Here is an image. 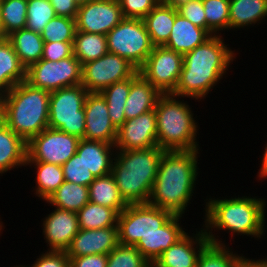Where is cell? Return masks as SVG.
<instances>
[{"mask_svg":"<svg viewBox=\"0 0 267 267\" xmlns=\"http://www.w3.org/2000/svg\"><path fill=\"white\" fill-rule=\"evenodd\" d=\"M225 44L222 35H212L203 44L183 55V67L178 84L171 93L203 101L216 84L221 83L231 63L236 61L235 49ZM210 92V93H209Z\"/></svg>","mask_w":267,"mask_h":267,"instance_id":"obj_1","label":"cell"},{"mask_svg":"<svg viewBox=\"0 0 267 267\" xmlns=\"http://www.w3.org/2000/svg\"><path fill=\"white\" fill-rule=\"evenodd\" d=\"M219 198L207 196L204 200L206 204L203 208L205 217L202 227L211 244L227 245L225 240L222 241L223 239H219V236L214 233L215 231L220 233V230L231 233L233 237L247 235L251 238L263 239L267 229L265 197L238 195L234 198L232 196Z\"/></svg>","mask_w":267,"mask_h":267,"instance_id":"obj_2","label":"cell"},{"mask_svg":"<svg viewBox=\"0 0 267 267\" xmlns=\"http://www.w3.org/2000/svg\"><path fill=\"white\" fill-rule=\"evenodd\" d=\"M198 157L200 150L165 151L148 204L184 216L196 193Z\"/></svg>","mask_w":267,"mask_h":267,"instance_id":"obj_3","label":"cell"},{"mask_svg":"<svg viewBox=\"0 0 267 267\" xmlns=\"http://www.w3.org/2000/svg\"><path fill=\"white\" fill-rule=\"evenodd\" d=\"M50 92L26 81L0 97L1 120L26 143L48 128Z\"/></svg>","mask_w":267,"mask_h":267,"instance_id":"obj_4","label":"cell"},{"mask_svg":"<svg viewBox=\"0 0 267 267\" xmlns=\"http://www.w3.org/2000/svg\"><path fill=\"white\" fill-rule=\"evenodd\" d=\"M165 151L158 146L139 150H116L111 174L127 204L148 203Z\"/></svg>","mask_w":267,"mask_h":267,"instance_id":"obj_5","label":"cell"},{"mask_svg":"<svg viewBox=\"0 0 267 267\" xmlns=\"http://www.w3.org/2000/svg\"><path fill=\"white\" fill-rule=\"evenodd\" d=\"M183 98L162 94L155 107L157 146L166 151L201 149L197 141L199 124L192 107Z\"/></svg>","mask_w":267,"mask_h":267,"instance_id":"obj_6","label":"cell"},{"mask_svg":"<svg viewBox=\"0 0 267 267\" xmlns=\"http://www.w3.org/2000/svg\"><path fill=\"white\" fill-rule=\"evenodd\" d=\"M88 93L82 84L50 92L48 126L84 139Z\"/></svg>","mask_w":267,"mask_h":267,"instance_id":"obj_7","label":"cell"},{"mask_svg":"<svg viewBox=\"0 0 267 267\" xmlns=\"http://www.w3.org/2000/svg\"><path fill=\"white\" fill-rule=\"evenodd\" d=\"M106 38L108 52L128 59L138 69L154 48L145 24L139 18H124L106 34Z\"/></svg>","mask_w":267,"mask_h":267,"instance_id":"obj_8","label":"cell"},{"mask_svg":"<svg viewBox=\"0 0 267 267\" xmlns=\"http://www.w3.org/2000/svg\"><path fill=\"white\" fill-rule=\"evenodd\" d=\"M174 214L171 211L145 204H128L118 215L119 243L135 246L140 238L151 235Z\"/></svg>","mask_w":267,"mask_h":267,"instance_id":"obj_9","label":"cell"},{"mask_svg":"<svg viewBox=\"0 0 267 267\" xmlns=\"http://www.w3.org/2000/svg\"><path fill=\"white\" fill-rule=\"evenodd\" d=\"M82 64L72 55L59 61L40 59L26 69V82L36 88L53 92L81 84Z\"/></svg>","mask_w":267,"mask_h":267,"instance_id":"obj_10","label":"cell"},{"mask_svg":"<svg viewBox=\"0 0 267 267\" xmlns=\"http://www.w3.org/2000/svg\"><path fill=\"white\" fill-rule=\"evenodd\" d=\"M138 73V68L128 59L107 52L82 65L81 84L90 93H101L113 83L134 77Z\"/></svg>","mask_w":267,"mask_h":267,"instance_id":"obj_11","label":"cell"},{"mask_svg":"<svg viewBox=\"0 0 267 267\" xmlns=\"http://www.w3.org/2000/svg\"><path fill=\"white\" fill-rule=\"evenodd\" d=\"M182 67V54L165 46H154L138 72L162 94H168L175 90Z\"/></svg>","mask_w":267,"mask_h":267,"instance_id":"obj_12","label":"cell"},{"mask_svg":"<svg viewBox=\"0 0 267 267\" xmlns=\"http://www.w3.org/2000/svg\"><path fill=\"white\" fill-rule=\"evenodd\" d=\"M80 139L59 129L46 128L27 143V160L62 166L76 152Z\"/></svg>","mask_w":267,"mask_h":267,"instance_id":"obj_13","label":"cell"},{"mask_svg":"<svg viewBox=\"0 0 267 267\" xmlns=\"http://www.w3.org/2000/svg\"><path fill=\"white\" fill-rule=\"evenodd\" d=\"M123 19L118 0H91L78 8L76 31L106 35Z\"/></svg>","mask_w":267,"mask_h":267,"instance_id":"obj_14","label":"cell"},{"mask_svg":"<svg viewBox=\"0 0 267 267\" xmlns=\"http://www.w3.org/2000/svg\"><path fill=\"white\" fill-rule=\"evenodd\" d=\"M116 150H139L157 146L155 109L125 122L117 129Z\"/></svg>","mask_w":267,"mask_h":267,"instance_id":"obj_15","label":"cell"},{"mask_svg":"<svg viewBox=\"0 0 267 267\" xmlns=\"http://www.w3.org/2000/svg\"><path fill=\"white\" fill-rule=\"evenodd\" d=\"M42 222V235L46 240L48 251L66 252L79 231L77 212L54 207Z\"/></svg>","mask_w":267,"mask_h":267,"instance_id":"obj_16","label":"cell"},{"mask_svg":"<svg viewBox=\"0 0 267 267\" xmlns=\"http://www.w3.org/2000/svg\"><path fill=\"white\" fill-rule=\"evenodd\" d=\"M85 135L84 139L115 144L117 128L108 115V106L100 93H88L84 105Z\"/></svg>","mask_w":267,"mask_h":267,"instance_id":"obj_17","label":"cell"},{"mask_svg":"<svg viewBox=\"0 0 267 267\" xmlns=\"http://www.w3.org/2000/svg\"><path fill=\"white\" fill-rule=\"evenodd\" d=\"M196 233L188 232L170 246L155 261L152 267H196L202 250L210 243L203 228Z\"/></svg>","mask_w":267,"mask_h":267,"instance_id":"obj_18","label":"cell"},{"mask_svg":"<svg viewBox=\"0 0 267 267\" xmlns=\"http://www.w3.org/2000/svg\"><path fill=\"white\" fill-rule=\"evenodd\" d=\"M119 244L118 226L100 229H79L66 250L68 257L108 255Z\"/></svg>","mask_w":267,"mask_h":267,"instance_id":"obj_19","label":"cell"},{"mask_svg":"<svg viewBox=\"0 0 267 267\" xmlns=\"http://www.w3.org/2000/svg\"><path fill=\"white\" fill-rule=\"evenodd\" d=\"M182 215L174 214L162 227L156 232L140 238L135 247L141 254L153 265L155 261L170 246L175 244L187 232L181 223Z\"/></svg>","mask_w":267,"mask_h":267,"instance_id":"obj_20","label":"cell"},{"mask_svg":"<svg viewBox=\"0 0 267 267\" xmlns=\"http://www.w3.org/2000/svg\"><path fill=\"white\" fill-rule=\"evenodd\" d=\"M115 152L114 144L80 139L76 153L97 178L111 173Z\"/></svg>","mask_w":267,"mask_h":267,"instance_id":"obj_21","label":"cell"},{"mask_svg":"<svg viewBox=\"0 0 267 267\" xmlns=\"http://www.w3.org/2000/svg\"><path fill=\"white\" fill-rule=\"evenodd\" d=\"M211 36L206 29L195 26L177 13L169 39L163 46L184 55L203 44Z\"/></svg>","mask_w":267,"mask_h":267,"instance_id":"obj_22","label":"cell"},{"mask_svg":"<svg viewBox=\"0 0 267 267\" xmlns=\"http://www.w3.org/2000/svg\"><path fill=\"white\" fill-rule=\"evenodd\" d=\"M161 95L162 93L139 73L131 77L130 92L124 108L126 120L154 110Z\"/></svg>","mask_w":267,"mask_h":267,"instance_id":"obj_23","label":"cell"},{"mask_svg":"<svg viewBox=\"0 0 267 267\" xmlns=\"http://www.w3.org/2000/svg\"><path fill=\"white\" fill-rule=\"evenodd\" d=\"M27 143L0 118V176L15 168L25 167Z\"/></svg>","mask_w":267,"mask_h":267,"instance_id":"obj_24","label":"cell"},{"mask_svg":"<svg viewBox=\"0 0 267 267\" xmlns=\"http://www.w3.org/2000/svg\"><path fill=\"white\" fill-rule=\"evenodd\" d=\"M266 17L267 0H230L229 31L255 27Z\"/></svg>","mask_w":267,"mask_h":267,"instance_id":"obj_25","label":"cell"},{"mask_svg":"<svg viewBox=\"0 0 267 267\" xmlns=\"http://www.w3.org/2000/svg\"><path fill=\"white\" fill-rule=\"evenodd\" d=\"M26 80V68L21 64L12 44L0 39V97Z\"/></svg>","mask_w":267,"mask_h":267,"instance_id":"obj_26","label":"cell"},{"mask_svg":"<svg viewBox=\"0 0 267 267\" xmlns=\"http://www.w3.org/2000/svg\"><path fill=\"white\" fill-rule=\"evenodd\" d=\"M6 38L12 44L21 64L26 69L42 58L44 41L41 34L24 28L13 32Z\"/></svg>","mask_w":267,"mask_h":267,"instance_id":"obj_27","label":"cell"},{"mask_svg":"<svg viewBox=\"0 0 267 267\" xmlns=\"http://www.w3.org/2000/svg\"><path fill=\"white\" fill-rule=\"evenodd\" d=\"M178 10L159 3L142 20L154 46H163L169 39Z\"/></svg>","mask_w":267,"mask_h":267,"instance_id":"obj_28","label":"cell"},{"mask_svg":"<svg viewBox=\"0 0 267 267\" xmlns=\"http://www.w3.org/2000/svg\"><path fill=\"white\" fill-rule=\"evenodd\" d=\"M35 168L37 171L33 181H36L34 194L41 200L46 201L64 182L63 170L60 165L39 162L26 161L25 167ZM32 166V167H31Z\"/></svg>","mask_w":267,"mask_h":267,"instance_id":"obj_29","label":"cell"},{"mask_svg":"<svg viewBox=\"0 0 267 267\" xmlns=\"http://www.w3.org/2000/svg\"><path fill=\"white\" fill-rule=\"evenodd\" d=\"M88 187L89 202L110 207L118 214L128 205L122 198L111 173L95 178Z\"/></svg>","mask_w":267,"mask_h":267,"instance_id":"obj_30","label":"cell"},{"mask_svg":"<svg viewBox=\"0 0 267 267\" xmlns=\"http://www.w3.org/2000/svg\"><path fill=\"white\" fill-rule=\"evenodd\" d=\"M45 202L48 206L78 212L89 202V187L64 181Z\"/></svg>","mask_w":267,"mask_h":267,"instance_id":"obj_31","label":"cell"},{"mask_svg":"<svg viewBox=\"0 0 267 267\" xmlns=\"http://www.w3.org/2000/svg\"><path fill=\"white\" fill-rule=\"evenodd\" d=\"M108 52L106 35L76 31L73 42V55L85 64L94 61Z\"/></svg>","mask_w":267,"mask_h":267,"instance_id":"obj_32","label":"cell"},{"mask_svg":"<svg viewBox=\"0 0 267 267\" xmlns=\"http://www.w3.org/2000/svg\"><path fill=\"white\" fill-rule=\"evenodd\" d=\"M118 213L107 206L88 202L77 212L79 229H100L118 226Z\"/></svg>","mask_w":267,"mask_h":267,"instance_id":"obj_33","label":"cell"},{"mask_svg":"<svg viewBox=\"0 0 267 267\" xmlns=\"http://www.w3.org/2000/svg\"><path fill=\"white\" fill-rule=\"evenodd\" d=\"M131 78L115 82L100 94L105 98L108 106V115L113 125L118 129L126 120L125 104L130 92Z\"/></svg>","mask_w":267,"mask_h":267,"instance_id":"obj_34","label":"cell"},{"mask_svg":"<svg viewBox=\"0 0 267 267\" xmlns=\"http://www.w3.org/2000/svg\"><path fill=\"white\" fill-rule=\"evenodd\" d=\"M27 4L28 0H0L4 37L26 27Z\"/></svg>","mask_w":267,"mask_h":267,"instance_id":"obj_35","label":"cell"},{"mask_svg":"<svg viewBox=\"0 0 267 267\" xmlns=\"http://www.w3.org/2000/svg\"><path fill=\"white\" fill-rule=\"evenodd\" d=\"M243 256L232 250L228 245L209 243L200 253L196 267H237Z\"/></svg>","mask_w":267,"mask_h":267,"instance_id":"obj_36","label":"cell"},{"mask_svg":"<svg viewBox=\"0 0 267 267\" xmlns=\"http://www.w3.org/2000/svg\"><path fill=\"white\" fill-rule=\"evenodd\" d=\"M205 29L211 35H222L229 30L230 0H203ZM222 31V32H221Z\"/></svg>","mask_w":267,"mask_h":267,"instance_id":"obj_37","label":"cell"},{"mask_svg":"<svg viewBox=\"0 0 267 267\" xmlns=\"http://www.w3.org/2000/svg\"><path fill=\"white\" fill-rule=\"evenodd\" d=\"M56 16L49 0H28L26 29L41 34Z\"/></svg>","mask_w":267,"mask_h":267,"instance_id":"obj_38","label":"cell"},{"mask_svg":"<svg viewBox=\"0 0 267 267\" xmlns=\"http://www.w3.org/2000/svg\"><path fill=\"white\" fill-rule=\"evenodd\" d=\"M75 32V19L64 16H55L45 26L41 33V37L44 43L74 42Z\"/></svg>","mask_w":267,"mask_h":267,"instance_id":"obj_39","label":"cell"},{"mask_svg":"<svg viewBox=\"0 0 267 267\" xmlns=\"http://www.w3.org/2000/svg\"><path fill=\"white\" fill-rule=\"evenodd\" d=\"M107 267H152V264L135 246L119 243L108 254Z\"/></svg>","mask_w":267,"mask_h":267,"instance_id":"obj_40","label":"cell"},{"mask_svg":"<svg viewBox=\"0 0 267 267\" xmlns=\"http://www.w3.org/2000/svg\"><path fill=\"white\" fill-rule=\"evenodd\" d=\"M61 167L63 170L64 181L67 182L89 186L96 178L86 167L77 153H75Z\"/></svg>","mask_w":267,"mask_h":267,"instance_id":"obj_41","label":"cell"},{"mask_svg":"<svg viewBox=\"0 0 267 267\" xmlns=\"http://www.w3.org/2000/svg\"><path fill=\"white\" fill-rule=\"evenodd\" d=\"M124 18L146 17L159 3L160 0H118Z\"/></svg>","mask_w":267,"mask_h":267,"instance_id":"obj_42","label":"cell"},{"mask_svg":"<svg viewBox=\"0 0 267 267\" xmlns=\"http://www.w3.org/2000/svg\"><path fill=\"white\" fill-rule=\"evenodd\" d=\"M44 252L37 256L33 264L26 265V267H70V258L65 251L46 250Z\"/></svg>","mask_w":267,"mask_h":267,"instance_id":"obj_43","label":"cell"},{"mask_svg":"<svg viewBox=\"0 0 267 267\" xmlns=\"http://www.w3.org/2000/svg\"><path fill=\"white\" fill-rule=\"evenodd\" d=\"M180 14L185 19L189 20L195 26L205 29V11L202 1L191 0L187 4L178 9Z\"/></svg>","mask_w":267,"mask_h":267,"instance_id":"obj_44","label":"cell"},{"mask_svg":"<svg viewBox=\"0 0 267 267\" xmlns=\"http://www.w3.org/2000/svg\"><path fill=\"white\" fill-rule=\"evenodd\" d=\"M73 55V42H49L44 43L41 59L52 62L66 59Z\"/></svg>","mask_w":267,"mask_h":267,"instance_id":"obj_45","label":"cell"},{"mask_svg":"<svg viewBox=\"0 0 267 267\" xmlns=\"http://www.w3.org/2000/svg\"><path fill=\"white\" fill-rule=\"evenodd\" d=\"M70 267H107L108 255L95 254L81 257H69Z\"/></svg>","mask_w":267,"mask_h":267,"instance_id":"obj_46","label":"cell"},{"mask_svg":"<svg viewBox=\"0 0 267 267\" xmlns=\"http://www.w3.org/2000/svg\"><path fill=\"white\" fill-rule=\"evenodd\" d=\"M56 16L76 18L79 6L74 0H49Z\"/></svg>","mask_w":267,"mask_h":267,"instance_id":"obj_47","label":"cell"},{"mask_svg":"<svg viewBox=\"0 0 267 267\" xmlns=\"http://www.w3.org/2000/svg\"><path fill=\"white\" fill-rule=\"evenodd\" d=\"M260 259H250L249 257H245L244 255L239 259L237 267H267V256Z\"/></svg>","mask_w":267,"mask_h":267,"instance_id":"obj_48","label":"cell"},{"mask_svg":"<svg viewBox=\"0 0 267 267\" xmlns=\"http://www.w3.org/2000/svg\"><path fill=\"white\" fill-rule=\"evenodd\" d=\"M261 166L260 169H258V174L256 175L258 177V180L262 181V180H266L267 179V142L265 144V147H264V153H262V156H261Z\"/></svg>","mask_w":267,"mask_h":267,"instance_id":"obj_49","label":"cell"},{"mask_svg":"<svg viewBox=\"0 0 267 267\" xmlns=\"http://www.w3.org/2000/svg\"><path fill=\"white\" fill-rule=\"evenodd\" d=\"M191 0H160V3L164 6L172 7L178 10L183 5L187 4Z\"/></svg>","mask_w":267,"mask_h":267,"instance_id":"obj_50","label":"cell"},{"mask_svg":"<svg viewBox=\"0 0 267 267\" xmlns=\"http://www.w3.org/2000/svg\"><path fill=\"white\" fill-rule=\"evenodd\" d=\"M74 1L78 6H80V5H83V4H85L91 0H74Z\"/></svg>","mask_w":267,"mask_h":267,"instance_id":"obj_51","label":"cell"},{"mask_svg":"<svg viewBox=\"0 0 267 267\" xmlns=\"http://www.w3.org/2000/svg\"><path fill=\"white\" fill-rule=\"evenodd\" d=\"M5 38L3 35L2 23H1V12H0V39Z\"/></svg>","mask_w":267,"mask_h":267,"instance_id":"obj_52","label":"cell"},{"mask_svg":"<svg viewBox=\"0 0 267 267\" xmlns=\"http://www.w3.org/2000/svg\"><path fill=\"white\" fill-rule=\"evenodd\" d=\"M4 227V225H3V222H2V220H1V218H0V233L2 234V232H3V228ZM2 231V232H1Z\"/></svg>","mask_w":267,"mask_h":267,"instance_id":"obj_53","label":"cell"},{"mask_svg":"<svg viewBox=\"0 0 267 267\" xmlns=\"http://www.w3.org/2000/svg\"><path fill=\"white\" fill-rule=\"evenodd\" d=\"M14 267H26V265H23V264L22 265H18V266L17 265L16 266L14 265Z\"/></svg>","mask_w":267,"mask_h":267,"instance_id":"obj_54","label":"cell"}]
</instances>
